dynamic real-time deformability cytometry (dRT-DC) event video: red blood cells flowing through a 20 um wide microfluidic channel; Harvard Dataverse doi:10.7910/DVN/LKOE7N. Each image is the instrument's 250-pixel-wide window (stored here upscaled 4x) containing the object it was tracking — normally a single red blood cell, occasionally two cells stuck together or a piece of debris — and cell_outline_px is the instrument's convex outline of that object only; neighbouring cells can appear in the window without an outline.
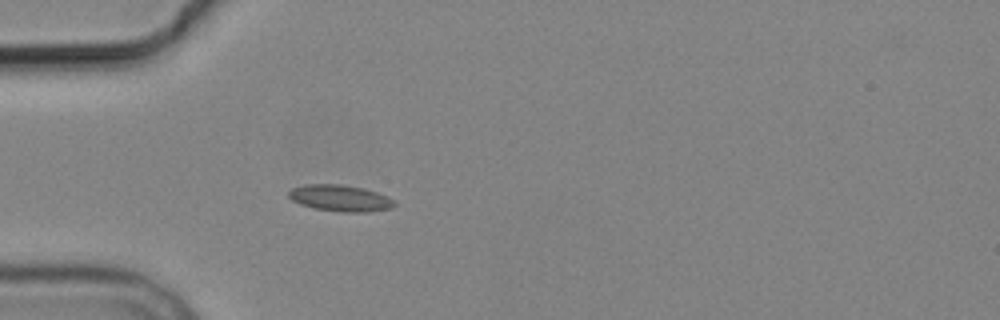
{"species": "common noctule bat (a hibernating species)", "species_latin": "Nyctalus noctula", "temperature_condition": "cold", "stored_images_in_passage": 5, "camera_frame_rate_fps": 3000, "um_per_image_px": 0.085, "animal": {"sex": "male", "body_mass_g": 19.2, "forearm_length_mm": 51.8}, "frame": {"image": 1, "passage_image": 5, "time_ms": 5.0, "image_size_px": [1000, 320], "cell_outline_px": [[396, 204], [392, 208], [368, 212], [340, 212], [316, 208], [300, 204], [292, 200], [288, 196], [288, 192], [292, 188], [308, 184], [340, 184], [364, 188], [388, 196], [396, 200]], "centroid_in_image_um": [28.96, 16.84], "position_along_channel_um": 56.0, "area_um2": 16.36}}